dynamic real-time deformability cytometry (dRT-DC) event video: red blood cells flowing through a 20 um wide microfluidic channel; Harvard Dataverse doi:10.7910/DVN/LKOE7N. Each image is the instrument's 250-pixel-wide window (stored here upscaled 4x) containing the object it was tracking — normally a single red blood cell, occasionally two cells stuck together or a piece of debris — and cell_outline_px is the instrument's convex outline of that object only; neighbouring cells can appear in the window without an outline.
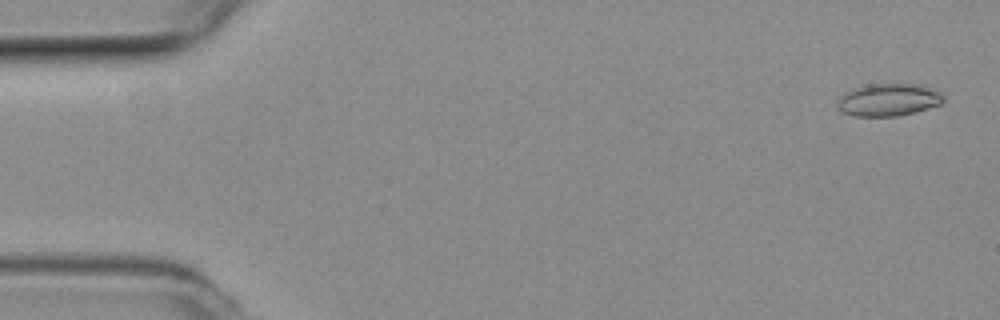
{"species": "common noctule bat (a hibernating species)", "species_latin": "Nyctalus noctula", "temperature_condition": "room temperature", "stored_images_in_passage": 50, "segment_of_instrument_passage": [1, 2], "camera_frame_rate_fps": 3000, "um_per_image_px": 0.085, "animal": {"sex": "female", "body_mass_g": 19.3, "forearm_length_mm": 54.1}, "frame": {"image": 1, "passage_image": 2, "time_ms": 0.333, "image_size_px": [1000, 320], "cell_outline_px": [[944, 100], [940, 104], [928, 108], [896, 116], [856, 116], [844, 112], [836, 104], [840, 96], [856, 88], [868, 84], [912, 84], [928, 88], [940, 92], [944, 96]], "centroid_in_image_um": [75.52, 8.49], "position_along_channel_um": 9.5, "area_um2": 19.54}}
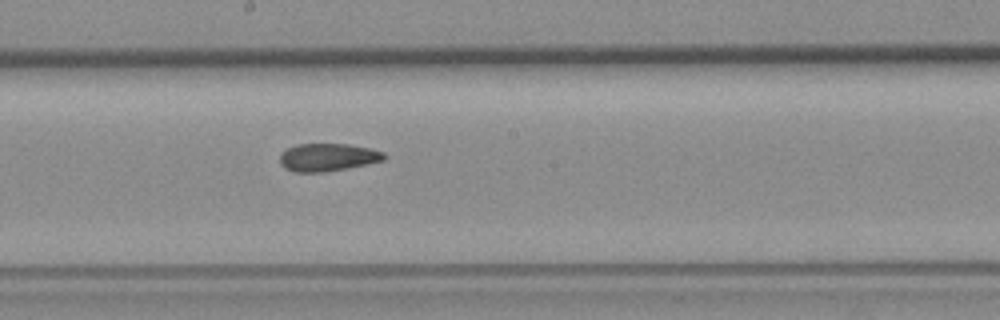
{"frame": {"image": 2, "passage_image": 29, "time_ms": 9.333, "image_size_px": [1000, 320], "cell_outline_px": [[388, 156], [384, 160], [348, 168], [324, 172], [296, 172], [284, 168], [280, 164], [280, 156], [288, 148], [296, 144], [348, 144], [368, 148], [384, 152]], "centroid_in_image_um": [27.87, 13.37], "position_along_channel_um": 220.3, "area_um2": 16.82}}
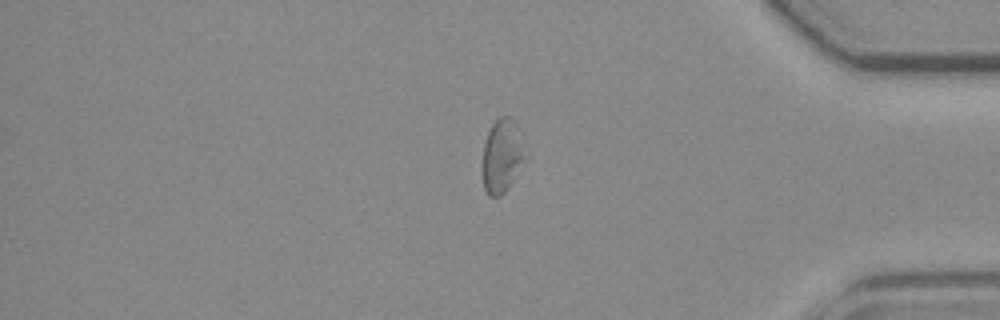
{"frame": {"image": 3, "passage_image": 45, "time_ms": 14.667, "image_size_px": [1000, 320], "cell_outline_px": [[528, 160], [504, 192], [500, 196], [488, 196], [484, 188], [480, 168], [484, 144], [488, 132], [492, 124], [500, 116], [508, 116], [516, 124], [528, 156]], "centroid_in_image_um": [42.67, 13.28], "position_along_channel_um": 392.5, "area_um2": 18.9}}